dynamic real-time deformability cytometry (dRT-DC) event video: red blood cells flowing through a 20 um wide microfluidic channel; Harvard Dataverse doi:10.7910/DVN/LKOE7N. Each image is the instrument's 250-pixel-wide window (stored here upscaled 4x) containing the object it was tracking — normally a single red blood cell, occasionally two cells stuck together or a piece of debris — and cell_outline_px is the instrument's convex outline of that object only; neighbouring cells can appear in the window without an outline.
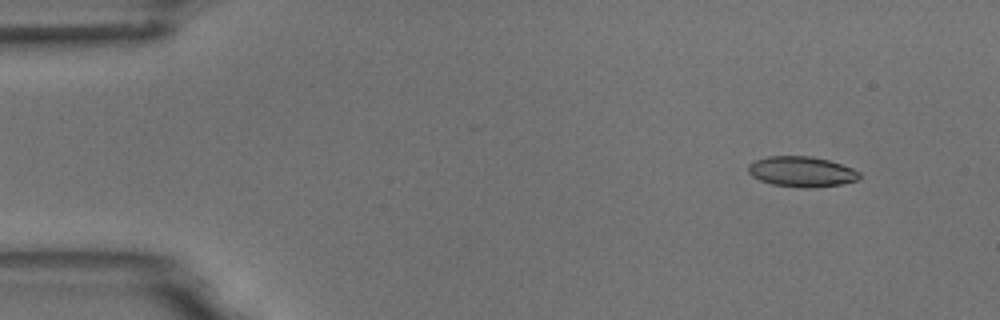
{"species": "common noctule bat (a hibernating species)", "species_latin": "Nyctalus noctula", "temperature_condition": "room temperature", "stored_images_in_passage": 5, "camera_frame_rate_fps": 3000, "um_per_image_px": 0.085, "animal": {"sex": "male", "body_mass_g": 18.8}, "frame": {"image": 1, "passage_image": 2, "time_ms": 0.333, "image_size_px": [1000, 320], "cell_outline_px": [[860, 176], [856, 180], [840, 184], [812, 188], [800, 188], [772, 184], [760, 180], [752, 176], [748, 172], [748, 164], [756, 160], [768, 156], [812, 156], [828, 160], [852, 168], [860, 172]], "centroid_in_image_um": [68.12, 14.59], "position_along_channel_um": 16.9, "area_um2": 19.65}}
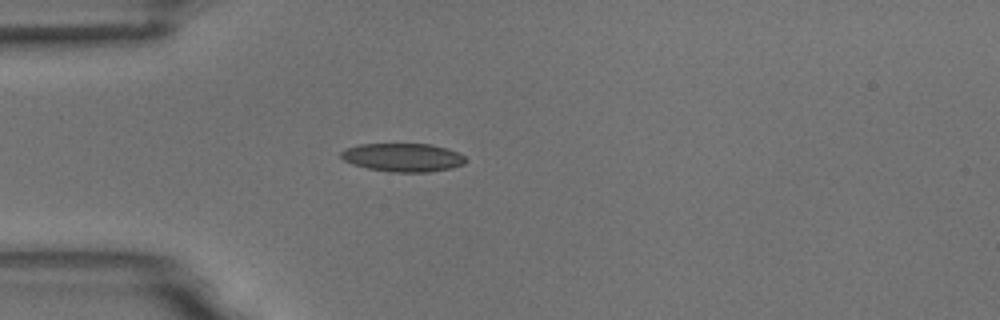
{"frame": {"image": 2, "passage_image": 5, "time_ms": 1.333, "image_size_px": [1000, 320], "cell_outline_px": [[468, 160], [464, 164], [452, 168], [432, 172], [388, 172], [368, 168], [352, 164], [344, 160], [340, 156], [340, 152], [348, 148], [360, 144], [432, 144], [456, 152], [464, 156]], "centroid_in_image_um": [34.26, 13.39], "position_along_channel_um": 50.7, "area_um2": 20.63}}